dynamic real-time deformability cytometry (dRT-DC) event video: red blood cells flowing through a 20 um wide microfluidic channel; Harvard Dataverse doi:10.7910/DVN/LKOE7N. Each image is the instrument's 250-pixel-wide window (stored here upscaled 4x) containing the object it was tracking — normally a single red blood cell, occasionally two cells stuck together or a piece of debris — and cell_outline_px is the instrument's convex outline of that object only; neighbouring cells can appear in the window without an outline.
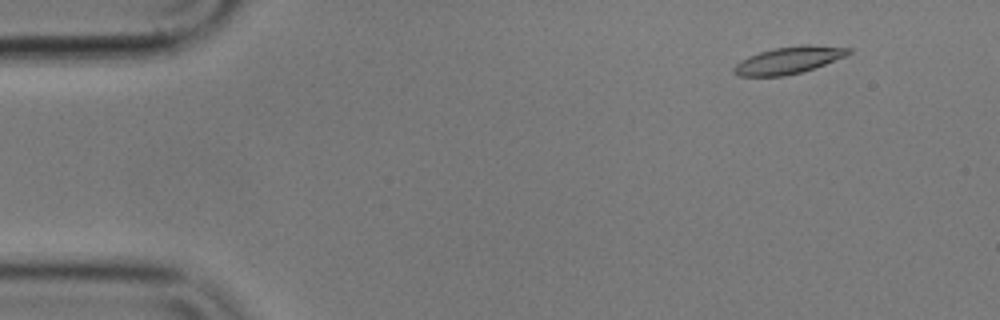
{"species": "common noctule bat (a hibernating species)", "species_latin": "Nyctalus noctula", "temperature_condition": "cold", "stored_images_in_passage": 56, "camera_frame_rate_fps": 3000, "um_per_image_px": 0.085, "animal": {"sex": "male", "body_mass_g": 17.9}, "frame": {"image": 1, "passage_image": 6, "time_ms": 1.667, "image_size_px": [1000, 320], "cell_outline_px": [[852, 52], [844, 56], [824, 64], [800, 72], [784, 76], [740, 76], [732, 72], [732, 68], [740, 60], [748, 56], [772, 48], [804, 44], [808, 44], [852, 48]], "centroid_in_image_um": [67.0, 5.1], "position_along_channel_um": 18.0, "area_um2": 17.98}}
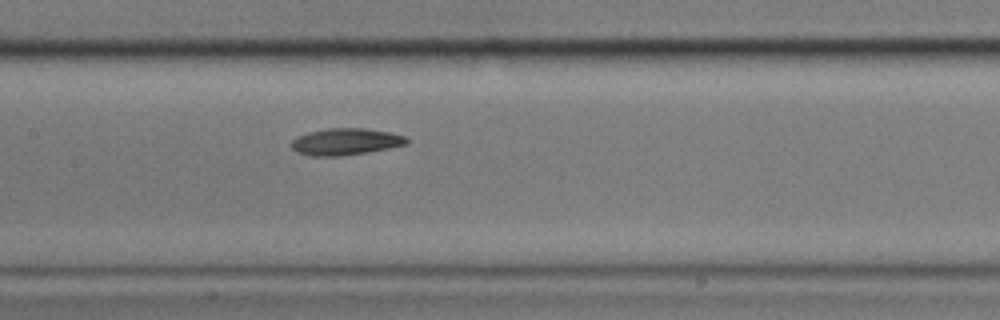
{"frame": {"image": 2, "passage_image": 27, "time_ms": 8.667, "image_size_px": [1000, 320], "cell_outline_px": [[408, 144], [368, 152], [340, 156], [312, 156], [296, 152], [292, 148], [292, 140], [296, 136], [308, 132], [328, 128], [364, 128], [392, 132], [404, 136], [408, 140]], "centroid_in_image_um": [29.37, 12.04], "position_along_channel_um": 178.0, "area_um2": 18.03}}
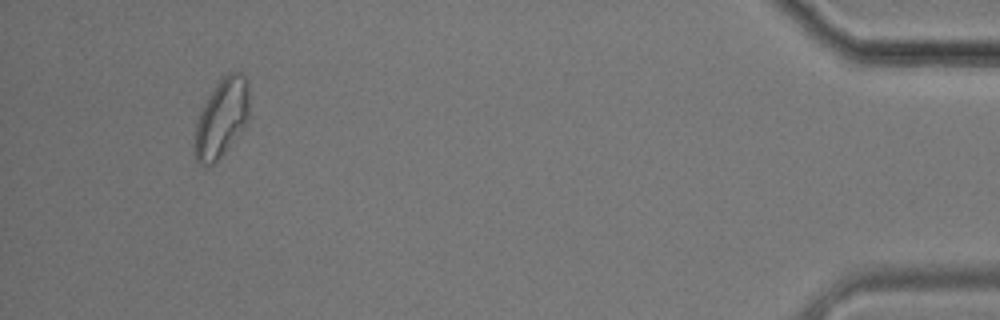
{"frame": {"image": 3, "passage_image": 53, "time_ms": 17.333, "image_size_px": [1000, 320], "cell_outline_px": [[248, 120], [244, 128], [216, 164], [208, 168], [200, 164], [196, 160], [192, 152], [192, 144], [196, 120], [208, 96], [220, 76], [228, 72], [240, 72], [248, 80]], "centroid_in_image_um": [18.79, 10.09], "position_along_channel_um": 416.4, "area_um2": 25.95}, "authors_computed_cell_mechanics": {"area_um2": 18.0914, "velocity_mm_per_s": 3.5604, "shape_relaxation_time_tau1_ms": 5.7234, "shape_relaxation_time_tau2_ms": 8.55, "deformation_change_tau1": 0.1328, "deformation_change_tau2": 0.1595}}